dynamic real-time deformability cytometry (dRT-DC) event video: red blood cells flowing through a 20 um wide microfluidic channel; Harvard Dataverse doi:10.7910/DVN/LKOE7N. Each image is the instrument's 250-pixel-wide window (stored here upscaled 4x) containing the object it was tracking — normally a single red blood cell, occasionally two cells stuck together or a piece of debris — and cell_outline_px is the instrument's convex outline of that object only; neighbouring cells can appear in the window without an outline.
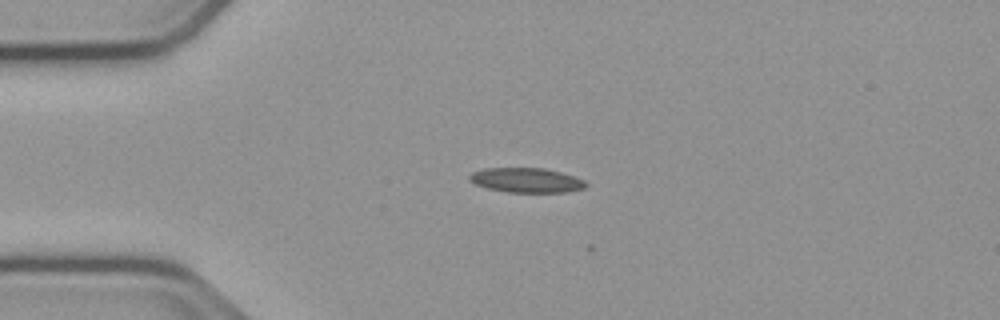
{"species": "common noctule bat (a hibernating species)", "species_latin": "Nyctalus noctula", "temperature_condition": "cold", "stored_images_in_passage": 3, "camera_frame_rate_fps": 3000, "um_per_image_px": 0.085, "animal": {"sex": "male", "body_mass_g": 23.1, "forearm_length_mm": 52.7}, "frame": {"image": 1, "passage_image": 1, "time_ms": 0.0, "image_size_px": [1000, 320], "cell_outline_px": [[588, 184], [584, 188], [568, 192], [508, 192], [488, 188], [476, 184], [468, 180], [468, 176], [472, 172], [484, 168], [544, 168], [576, 176], [584, 180]], "centroid_in_image_um": [44.76, 15.31], "position_along_channel_um": 40.2, "area_um2": 16.76}}